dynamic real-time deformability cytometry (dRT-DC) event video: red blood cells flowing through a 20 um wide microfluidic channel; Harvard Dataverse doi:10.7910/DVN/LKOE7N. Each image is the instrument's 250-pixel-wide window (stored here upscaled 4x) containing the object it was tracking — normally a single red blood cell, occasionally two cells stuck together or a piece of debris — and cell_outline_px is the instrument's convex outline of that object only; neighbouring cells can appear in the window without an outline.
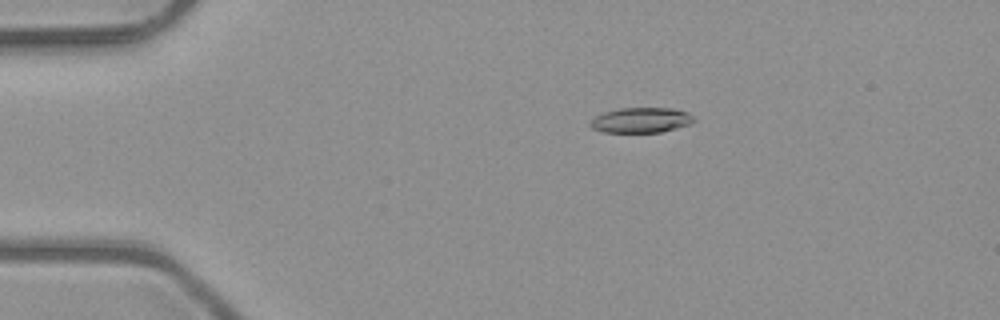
{"species": "common noctule bat (a hibernating species)", "species_latin": "Nyctalus noctula", "temperature_condition": "room temperature", "stored_images_in_passage": 6, "camera_frame_rate_fps": 3000, "um_per_image_px": 0.085, "animal": {"sex": "male", "body_mass_g": 23.1, "forearm_length_mm": 52.7}, "frame": {"image": 1, "passage_image": 3, "time_ms": 0.667, "image_size_px": [1000, 320], "cell_outline_px": [[696, 120], [688, 124], [676, 128], [660, 132], [604, 132], [592, 128], [588, 124], [596, 116], [604, 112], [620, 108], [672, 108], [688, 112]], "centroid_in_image_um": [54.48, 10.21], "position_along_channel_um": 30.5, "area_um2": 15.09}}
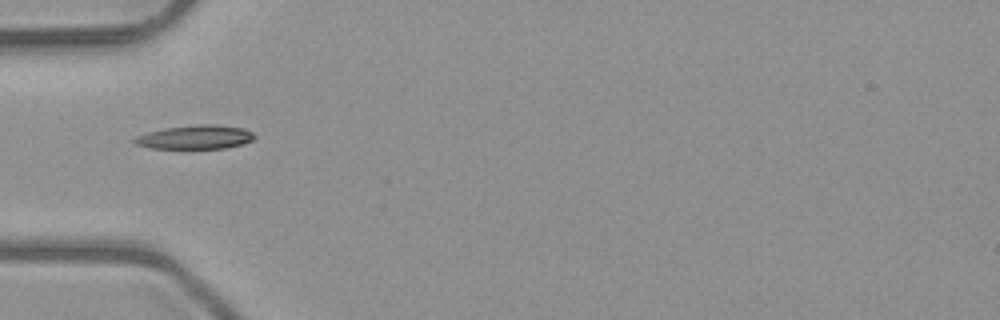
{"frame": {"image": 2, "passage_image": 5, "time_ms": 1.333, "image_size_px": [1000, 320], "cell_outline_px": [[256, 136], [252, 140], [240, 144], [224, 148], [152, 148], [136, 144], [132, 140], [136, 136], [148, 132], [164, 128], [200, 124], [216, 124], [244, 128], [252, 132]], "centroid_in_image_um": [16.6, 11.64], "position_along_channel_um": 68.4, "area_um2": 16.53}}